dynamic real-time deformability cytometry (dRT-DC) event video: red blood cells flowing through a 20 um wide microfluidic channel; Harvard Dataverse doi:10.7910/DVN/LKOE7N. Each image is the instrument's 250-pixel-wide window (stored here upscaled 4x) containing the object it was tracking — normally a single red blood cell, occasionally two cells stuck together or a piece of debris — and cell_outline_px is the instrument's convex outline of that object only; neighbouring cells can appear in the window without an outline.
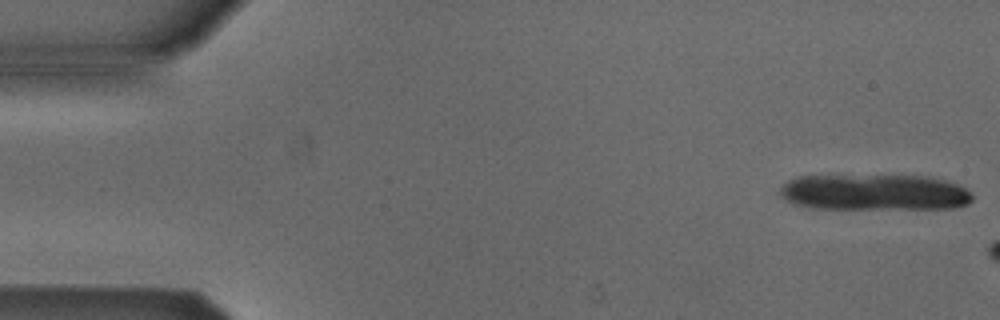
{"species": "Egyptian fruit bat (a non-hibernating species)", "species_latin": "Rousettus aegyptiacus", "temperature_condition": "cold", "stored_images_in_passage": 3, "camera_frame_rate_fps": 3000, "um_per_image_px": 0.085, "animal": {"sex": "male"}, "frame": {"image": 1, "passage_image": 1, "time_ms": 0.0, "image_size_px": [1000, 320], "cell_outline_px": [[972, 200], [968, 204], [952, 208], [812, 208], [796, 204], [780, 196], [776, 192], [788, 180], [796, 176], [932, 176], [948, 180], [972, 192]], "centroid_in_image_um": [74.33, 16.34], "position_along_channel_um": 10.7, "area_um2": 40.4}}